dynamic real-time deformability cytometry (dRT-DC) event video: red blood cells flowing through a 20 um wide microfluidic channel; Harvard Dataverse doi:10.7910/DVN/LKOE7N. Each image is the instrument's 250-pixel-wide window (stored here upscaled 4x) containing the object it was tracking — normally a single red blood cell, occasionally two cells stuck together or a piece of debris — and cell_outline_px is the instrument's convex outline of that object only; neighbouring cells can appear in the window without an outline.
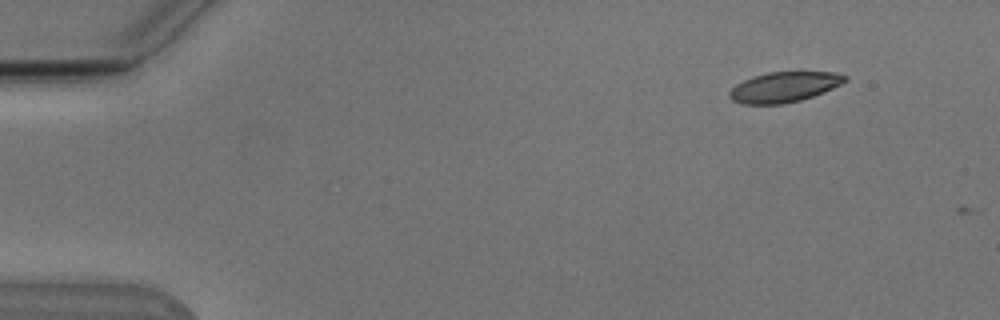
{"species": "Egyptian fruit bat (a non-hibernating species)", "species_latin": "Rousettus aegyptiacus", "temperature_condition": "cold", "stored_images_in_passage": 3, "camera_frame_rate_fps": 3000, "um_per_image_px": 0.085, "animal": {"sex": "male"}, "frame": {"image": 1, "passage_image": 2, "time_ms": 1.0, "image_size_px": [1000, 320], "cell_outline_px": [[848, 80], [832, 88], [812, 96], [800, 100], [780, 104], [744, 104], [732, 100], [728, 96], [728, 92], [736, 84], [752, 76], [768, 72], [832, 72], [848, 76]], "centroid_in_image_um": [66.62, 7.39], "position_along_channel_um": 18.4, "area_um2": 20.23}}